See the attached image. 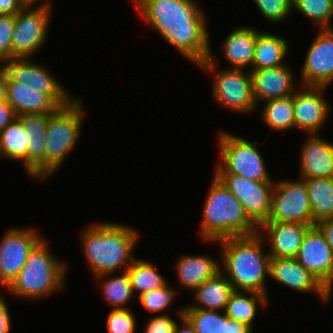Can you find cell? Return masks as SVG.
Masks as SVG:
<instances>
[{
    "mask_svg": "<svg viewBox=\"0 0 333 333\" xmlns=\"http://www.w3.org/2000/svg\"><path fill=\"white\" fill-rule=\"evenodd\" d=\"M256 36V27L242 25L224 37L221 53L229 64L227 68L252 70Z\"/></svg>",
    "mask_w": 333,
    "mask_h": 333,
    "instance_id": "cell-22",
    "label": "cell"
},
{
    "mask_svg": "<svg viewBox=\"0 0 333 333\" xmlns=\"http://www.w3.org/2000/svg\"><path fill=\"white\" fill-rule=\"evenodd\" d=\"M15 27L14 15H0V62L12 59V36Z\"/></svg>",
    "mask_w": 333,
    "mask_h": 333,
    "instance_id": "cell-38",
    "label": "cell"
},
{
    "mask_svg": "<svg viewBox=\"0 0 333 333\" xmlns=\"http://www.w3.org/2000/svg\"><path fill=\"white\" fill-rule=\"evenodd\" d=\"M295 259L333 294V251L317 225L307 230Z\"/></svg>",
    "mask_w": 333,
    "mask_h": 333,
    "instance_id": "cell-16",
    "label": "cell"
},
{
    "mask_svg": "<svg viewBox=\"0 0 333 333\" xmlns=\"http://www.w3.org/2000/svg\"><path fill=\"white\" fill-rule=\"evenodd\" d=\"M26 134L28 143V177L32 180H45V136L48 114L18 115Z\"/></svg>",
    "mask_w": 333,
    "mask_h": 333,
    "instance_id": "cell-21",
    "label": "cell"
},
{
    "mask_svg": "<svg viewBox=\"0 0 333 333\" xmlns=\"http://www.w3.org/2000/svg\"><path fill=\"white\" fill-rule=\"evenodd\" d=\"M217 133L219 161L214 174H236L258 182H275L259 151V142L250 141L225 129Z\"/></svg>",
    "mask_w": 333,
    "mask_h": 333,
    "instance_id": "cell-7",
    "label": "cell"
},
{
    "mask_svg": "<svg viewBox=\"0 0 333 333\" xmlns=\"http://www.w3.org/2000/svg\"><path fill=\"white\" fill-rule=\"evenodd\" d=\"M266 222L299 223L314 226L312 209L303 179L275 181L270 214Z\"/></svg>",
    "mask_w": 333,
    "mask_h": 333,
    "instance_id": "cell-10",
    "label": "cell"
},
{
    "mask_svg": "<svg viewBox=\"0 0 333 333\" xmlns=\"http://www.w3.org/2000/svg\"><path fill=\"white\" fill-rule=\"evenodd\" d=\"M53 3L29 2L15 14V27L12 36V59L34 58L46 44Z\"/></svg>",
    "mask_w": 333,
    "mask_h": 333,
    "instance_id": "cell-9",
    "label": "cell"
},
{
    "mask_svg": "<svg viewBox=\"0 0 333 333\" xmlns=\"http://www.w3.org/2000/svg\"><path fill=\"white\" fill-rule=\"evenodd\" d=\"M214 258L210 254L180 255L173 266L179 285L192 292L203 282L215 276L221 271V267L220 259L218 261Z\"/></svg>",
    "mask_w": 333,
    "mask_h": 333,
    "instance_id": "cell-23",
    "label": "cell"
},
{
    "mask_svg": "<svg viewBox=\"0 0 333 333\" xmlns=\"http://www.w3.org/2000/svg\"><path fill=\"white\" fill-rule=\"evenodd\" d=\"M7 102L12 106L16 115L52 114L59 107L45 94L31 86L19 84L8 78Z\"/></svg>",
    "mask_w": 333,
    "mask_h": 333,
    "instance_id": "cell-24",
    "label": "cell"
},
{
    "mask_svg": "<svg viewBox=\"0 0 333 333\" xmlns=\"http://www.w3.org/2000/svg\"><path fill=\"white\" fill-rule=\"evenodd\" d=\"M217 63L210 48L208 59L198 66V69L210 74L211 78L213 76L211 96L216 104L238 115L255 112L258 107L253 95L251 72L227 67L222 69Z\"/></svg>",
    "mask_w": 333,
    "mask_h": 333,
    "instance_id": "cell-8",
    "label": "cell"
},
{
    "mask_svg": "<svg viewBox=\"0 0 333 333\" xmlns=\"http://www.w3.org/2000/svg\"><path fill=\"white\" fill-rule=\"evenodd\" d=\"M209 243L220 246L221 272L235 291H254L269 297L266 280L269 279L270 255L268 249L264 251L267 245L259 233Z\"/></svg>",
    "mask_w": 333,
    "mask_h": 333,
    "instance_id": "cell-3",
    "label": "cell"
},
{
    "mask_svg": "<svg viewBox=\"0 0 333 333\" xmlns=\"http://www.w3.org/2000/svg\"><path fill=\"white\" fill-rule=\"evenodd\" d=\"M270 299L267 295L254 291H234L225 308V315L254 329L253 323L260 308L268 306ZM259 304V305H258ZM260 306V307H259ZM258 309V311H257Z\"/></svg>",
    "mask_w": 333,
    "mask_h": 333,
    "instance_id": "cell-27",
    "label": "cell"
},
{
    "mask_svg": "<svg viewBox=\"0 0 333 333\" xmlns=\"http://www.w3.org/2000/svg\"><path fill=\"white\" fill-rule=\"evenodd\" d=\"M176 311L178 322L174 328V333H197L189 321L183 316V307H178Z\"/></svg>",
    "mask_w": 333,
    "mask_h": 333,
    "instance_id": "cell-43",
    "label": "cell"
},
{
    "mask_svg": "<svg viewBox=\"0 0 333 333\" xmlns=\"http://www.w3.org/2000/svg\"><path fill=\"white\" fill-rule=\"evenodd\" d=\"M168 282L162 288L142 293L136 298L141 307L152 315L168 314L169 308L173 306L176 297L179 295L177 288H173Z\"/></svg>",
    "mask_w": 333,
    "mask_h": 333,
    "instance_id": "cell-35",
    "label": "cell"
},
{
    "mask_svg": "<svg viewBox=\"0 0 333 333\" xmlns=\"http://www.w3.org/2000/svg\"><path fill=\"white\" fill-rule=\"evenodd\" d=\"M211 180L202 206L200 241L208 243L258 233L259 227L249 218L244 206L214 174Z\"/></svg>",
    "mask_w": 333,
    "mask_h": 333,
    "instance_id": "cell-5",
    "label": "cell"
},
{
    "mask_svg": "<svg viewBox=\"0 0 333 333\" xmlns=\"http://www.w3.org/2000/svg\"><path fill=\"white\" fill-rule=\"evenodd\" d=\"M292 10L308 18L316 29L333 28V0H292Z\"/></svg>",
    "mask_w": 333,
    "mask_h": 333,
    "instance_id": "cell-34",
    "label": "cell"
},
{
    "mask_svg": "<svg viewBox=\"0 0 333 333\" xmlns=\"http://www.w3.org/2000/svg\"><path fill=\"white\" fill-rule=\"evenodd\" d=\"M7 82H8L7 72L2 62H0V100H4L7 98Z\"/></svg>",
    "mask_w": 333,
    "mask_h": 333,
    "instance_id": "cell-46",
    "label": "cell"
},
{
    "mask_svg": "<svg viewBox=\"0 0 333 333\" xmlns=\"http://www.w3.org/2000/svg\"><path fill=\"white\" fill-rule=\"evenodd\" d=\"M16 118L17 115L7 100H0V132Z\"/></svg>",
    "mask_w": 333,
    "mask_h": 333,
    "instance_id": "cell-41",
    "label": "cell"
},
{
    "mask_svg": "<svg viewBox=\"0 0 333 333\" xmlns=\"http://www.w3.org/2000/svg\"><path fill=\"white\" fill-rule=\"evenodd\" d=\"M82 97H76L66 106L48 114L45 136V181L60 170L70 153L77 147L87 109ZM75 147V148H74Z\"/></svg>",
    "mask_w": 333,
    "mask_h": 333,
    "instance_id": "cell-6",
    "label": "cell"
},
{
    "mask_svg": "<svg viewBox=\"0 0 333 333\" xmlns=\"http://www.w3.org/2000/svg\"><path fill=\"white\" fill-rule=\"evenodd\" d=\"M234 291L232 283L220 271L194 289L191 292L193 303L186 304L183 308L225 311L229 298Z\"/></svg>",
    "mask_w": 333,
    "mask_h": 333,
    "instance_id": "cell-25",
    "label": "cell"
},
{
    "mask_svg": "<svg viewBox=\"0 0 333 333\" xmlns=\"http://www.w3.org/2000/svg\"><path fill=\"white\" fill-rule=\"evenodd\" d=\"M303 180L307 188L314 225L333 218V177Z\"/></svg>",
    "mask_w": 333,
    "mask_h": 333,
    "instance_id": "cell-30",
    "label": "cell"
},
{
    "mask_svg": "<svg viewBox=\"0 0 333 333\" xmlns=\"http://www.w3.org/2000/svg\"><path fill=\"white\" fill-rule=\"evenodd\" d=\"M289 64L286 62L278 67L250 71L257 107L270 99L289 97L301 86Z\"/></svg>",
    "mask_w": 333,
    "mask_h": 333,
    "instance_id": "cell-18",
    "label": "cell"
},
{
    "mask_svg": "<svg viewBox=\"0 0 333 333\" xmlns=\"http://www.w3.org/2000/svg\"><path fill=\"white\" fill-rule=\"evenodd\" d=\"M4 232L0 238V290L10 285L32 249L44 238L36 228L29 226H10Z\"/></svg>",
    "mask_w": 333,
    "mask_h": 333,
    "instance_id": "cell-12",
    "label": "cell"
},
{
    "mask_svg": "<svg viewBox=\"0 0 333 333\" xmlns=\"http://www.w3.org/2000/svg\"><path fill=\"white\" fill-rule=\"evenodd\" d=\"M326 86H300L293 94L295 130L319 134L330 117Z\"/></svg>",
    "mask_w": 333,
    "mask_h": 333,
    "instance_id": "cell-14",
    "label": "cell"
},
{
    "mask_svg": "<svg viewBox=\"0 0 333 333\" xmlns=\"http://www.w3.org/2000/svg\"><path fill=\"white\" fill-rule=\"evenodd\" d=\"M28 0H0V15H14L21 11L27 4Z\"/></svg>",
    "mask_w": 333,
    "mask_h": 333,
    "instance_id": "cell-42",
    "label": "cell"
},
{
    "mask_svg": "<svg viewBox=\"0 0 333 333\" xmlns=\"http://www.w3.org/2000/svg\"><path fill=\"white\" fill-rule=\"evenodd\" d=\"M227 333H253V329L248 325L240 323L239 321L228 318Z\"/></svg>",
    "mask_w": 333,
    "mask_h": 333,
    "instance_id": "cell-45",
    "label": "cell"
},
{
    "mask_svg": "<svg viewBox=\"0 0 333 333\" xmlns=\"http://www.w3.org/2000/svg\"><path fill=\"white\" fill-rule=\"evenodd\" d=\"M325 235L326 241L333 251V218L320 221L316 224Z\"/></svg>",
    "mask_w": 333,
    "mask_h": 333,
    "instance_id": "cell-44",
    "label": "cell"
},
{
    "mask_svg": "<svg viewBox=\"0 0 333 333\" xmlns=\"http://www.w3.org/2000/svg\"><path fill=\"white\" fill-rule=\"evenodd\" d=\"M320 134H307L300 148L301 179L333 177V143Z\"/></svg>",
    "mask_w": 333,
    "mask_h": 333,
    "instance_id": "cell-19",
    "label": "cell"
},
{
    "mask_svg": "<svg viewBox=\"0 0 333 333\" xmlns=\"http://www.w3.org/2000/svg\"><path fill=\"white\" fill-rule=\"evenodd\" d=\"M114 274V276H113ZM96 283L99 284L100 292H102V299L110 306V309H126L131 300L137 298L134 295L131 287V282L128 274L106 273L94 277ZM128 304V306H127Z\"/></svg>",
    "mask_w": 333,
    "mask_h": 333,
    "instance_id": "cell-28",
    "label": "cell"
},
{
    "mask_svg": "<svg viewBox=\"0 0 333 333\" xmlns=\"http://www.w3.org/2000/svg\"><path fill=\"white\" fill-rule=\"evenodd\" d=\"M183 316L197 333H227L228 317L224 311L183 308Z\"/></svg>",
    "mask_w": 333,
    "mask_h": 333,
    "instance_id": "cell-33",
    "label": "cell"
},
{
    "mask_svg": "<svg viewBox=\"0 0 333 333\" xmlns=\"http://www.w3.org/2000/svg\"><path fill=\"white\" fill-rule=\"evenodd\" d=\"M301 69V86L333 85V28L316 29Z\"/></svg>",
    "mask_w": 333,
    "mask_h": 333,
    "instance_id": "cell-15",
    "label": "cell"
},
{
    "mask_svg": "<svg viewBox=\"0 0 333 333\" xmlns=\"http://www.w3.org/2000/svg\"><path fill=\"white\" fill-rule=\"evenodd\" d=\"M176 323L170 314L152 315L146 321L143 333H174Z\"/></svg>",
    "mask_w": 333,
    "mask_h": 333,
    "instance_id": "cell-39",
    "label": "cell"
},
{
    "mask_svg": "<svg viewBox=\"0 0 333 333\" xmlns=\"http://www.w3.org/2000/svg\"><path fill=\"white\" fill-rule=\"evenodd\" d=\"M126 273L136 297L142 293L162 288L169 282L166 276L161 274L156 265L149 260L135 258L126 269Z\"/></svg>",
    "mask_w": 333,
    "mask_h": 333,
    "instance_id": "cell-32",
    "label": "cell"
},
{
    "mask_svg": "<svg viewBox=\"0 0 333 333\" xmlns=\"http://www.w3.org/2000/svg\"><path fill=\"white\" fill-rule=\"evenodd\" d=\"M2 292V291H0ZM5 297L0 293V333H11L12 317Z\"/></svg>",
    "mask_w": 333,
    "mask_h": 333,
    "instance_id": "cell-40",
    "label": "cell"
},
{
    "mask_svg": "<svg viewBox=\"0 0 333 333\" xmlns=\"http://www.w3.org/2000/svg\"><path fill=\"white\" fill-rule=\"evenodd\" d=\"M140 18L192 64L210 53L208 15L197 0H130Z\"/></svg>",
    "mask_w": 333,
    "mask_h": 333,
    "instance_id": "cell-1",
    "label": "cell"
},
{
    "mask_svg": "<svg viewBox=\"0 0 333 333\" xmlns=\"http://www.w3.org/2000/svg\"><path fill=\"white\" fill-rule=\"evenodd\" d=\"M33 58H13L2 62L8 78L19 84L31 86L47 95L59 108L69 104L75 97L63 86L47 66L36 63Z\"/></svg>",
    "mask_w": 333,
    "mask_h": 333,
    "instance_id": "cell-11",
    "label": "cell"
},
{
    "mask_svg": "<svg viewBox=\"0 0 333 333\" xmlns=\"http://www.w3.org/2000/svg\"><path fill=\"white\" fill-rule=\"evenodd\" d=\"M80 247L93 278L126 272L135 259L139 230L116 222H92L79 232Z\"/></svg>",
    "mask_w": 333,
    "mask_h": 333,
    "instance_id": "cell-2",
    "label": "cell"
},
{
    "mask_svg": "<svg viewBox=\"0 0 333 333\" xmlns=\"http://www.w3.org/2000/svg\"><path fill=\"white\" fill-rule=\"evenodd\" d=\"M33 3H52V0H28Z\"/></svg>",
    "mask_w": 333,
    "mask_h": 333,
    "instance_id": "cell-47",
    "label": "cell"
},
{
    "mask_svg": "<svg viewBox=\"0 0 333 333\" xmlns=\"http://www.w3.org/2000/svg\"><path fill=\"white\" fill-rule=\"evenodd\" d=\"M261 122L276 132L295 130L293 95L270 99L262 103Z\"/></svg>",
    "mask_w": 333,
    "mask_h": 333,
    "instance_id": "cell-31",
    "label": "cell"
},
{
    "mask_svg": "<svg viewBox=\"0 0 333 333\" xmlns=\"http://www.w3.org/2000/svg\"><path fill=\"white\" fill-rule=\"evenodd\" d=\"M310 227L299 223L264 222L258 233L268 245L270 257L295 258Z\"/></svg>",
    "mask_w": 333,
    "mask_h": 333,
    "instance_id": "cell-20",
    "label": "cell"
},
{
    "mask_svg": "<svg viewBox=\"0 0 333 333\" xmlns=\"http://www.w3.org/2000/svg\"><path fill=\"white\" fill-rule=\"evenodd\" d=\"M269 278L298 293H310L329 304L332 294L295 258L270 257Z\"/></svg>",
    "mask_w": 333,
    "mask_h": 333,
    "instance_id": "cell-17",
    "label": "cell"
},
{
    "mask_svg": "<svg viewBox=\"0 0 333 333\" xmlns=\"http://www.w3.org/2000/svg\"><path fill=\"white\" fill-rule=\"evenodd\" d=\"M244 206L249 218L260 227L270 214L275 182H258L236 174H214Z\"/></svg>",
    "mask_w": 333,
    "mask_h": 333,
    "instance_id": "cell-13",
    "label": "cell"
},
{
    "mask_svg": "<svg viewBox=\"0 0 333 333\" xmlns=\"http://www.w3.org/2000/svg\"><path fill=\"white\" fill-rule=\"evenodd\" d=\"M28 143L29 137L17 118L0 132V156L10 162L20 161L27 175Z\"/></svg>",
    "mask_w": 333,
    "mask_h": 333,
    "instance_id": "cell-29",
    "label": "cell"
},
{
    "mask_svg": "<svg viewBox=\"0 0 333 333\" xmlns=\"http://www.w3.org/2000/svg\"><path fill=\"white\" fill-rule=\"evenodd\" d=\"M67 273V262L55 256L49 242L43 238L32 249L23 268L6 289L11 296L28 302L44 300L59 291L63 292L67 285Z\"/></svg>",
    "mask_w": 333,
    "mask_h": 333,
    "instance_id": "cell-4",
    "label": "cell"
},
{
    "mask_svg": "<svg viewBox=\"0 0 333 333\" xmlns=\"http://www.w3.org/2000/svg\"><path fill=\"white\" fill-rule=\"evenodd\" d=\"M263 19L271 25L285 22L292 14V0H252Z\"/></svg>",
    "mask_w": 333,
    "mask_h": 333,
    "instance_id": "cell-36",
    "label": "cell"
},
{
    "mask_svg": "<svg viewBox=\"0 0 333 333\" xmlns=\"http://www.w3.org/2000/svg\"><path fill=\"white\" fill-rule=\"evenodd\" d=\"M287 39L272 32L258 31L255 42L252 70L278 67L286 64L287 55L291 50Z\"/></svg>",
    "mask_w": 333,
    "mask_h": 333,
    "instance_id": "cell-26",
    "label": "cell"
},
{
    "mask_svg": "<svg viewBox=\"0 0 333 333\" xmlns=\"http://www.w3.org/2000/svg\"><path fill=\"white\" fill-rule=\"evenodd\" d=\"M137 317L131 308L110 309L106 318L107 333H137Z\"/></svg>",
    "mask_w": 333,
    "mask_h": 333,
    "instance_id": "cell-37",
    "label": "cell"
}]
</instances>
